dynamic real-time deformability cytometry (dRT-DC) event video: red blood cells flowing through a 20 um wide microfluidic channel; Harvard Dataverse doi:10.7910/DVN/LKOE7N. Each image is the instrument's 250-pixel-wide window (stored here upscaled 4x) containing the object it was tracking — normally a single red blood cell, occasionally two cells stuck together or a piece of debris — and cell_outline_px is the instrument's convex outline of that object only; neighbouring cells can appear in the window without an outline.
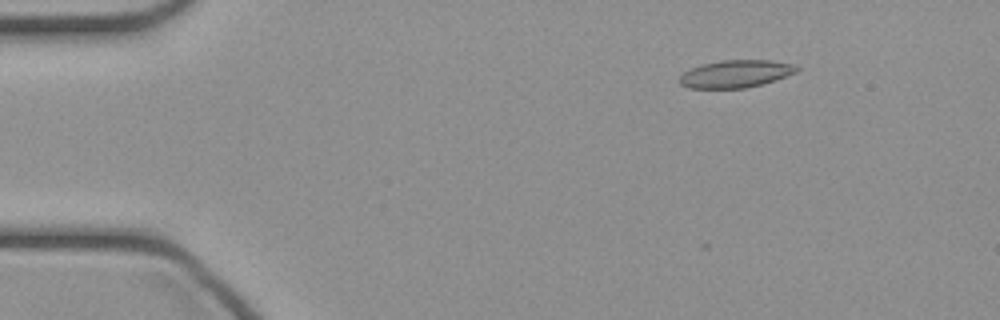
{"species": "common noctule bat (a hibernating species)", "species_latin": "Nyctalus noctula", "temperature_condition": "cold", "stored_images_in_passage": 42, "camera_frame_rate_fps": 3000, "um_per_image_px": 0.085, "animal": {"sex": "female", "body_mass_g": 21.9}, "frame": {"image": 1, "passage_image": 2, "time_ms": 0.333, "image_size_px": [1000, 320], "cell_outline_px": [[800, 68], [796, 72], [776, 80], [764, 84], [744, 88], [688, 88], [680, 84], [680, 76], [684, 72], [692, 68], [704, 64], [720, 60], [772, 60], [792, 64]], "centroid_in_image_um": [62.56, 6.28], "position_along_channel_um": 22.4, "area_um2": 18.73}}
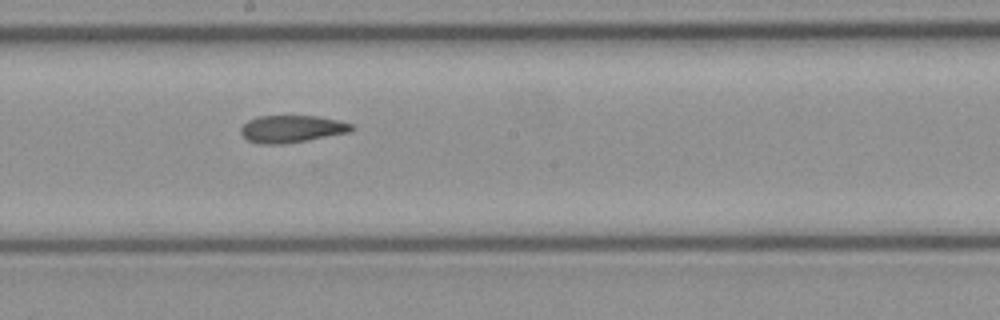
{"frame": {"image": 2, "passage_image": 21, "time_ms": 6.667, "image_size_px": [1000, 320], "cell_outline_px": [[356, 128], [352, 132], [308, 140], [284, 144], [256, 144], [248, 140], [240, 132], [240, 128], [248, 120], [256, 116], [320, 116], [340, 120], [352, 124]], "centroid_in_image_um": [24.83, 10.96], "position_along_channel_um": 223.4, "area_um2": 17.92}}
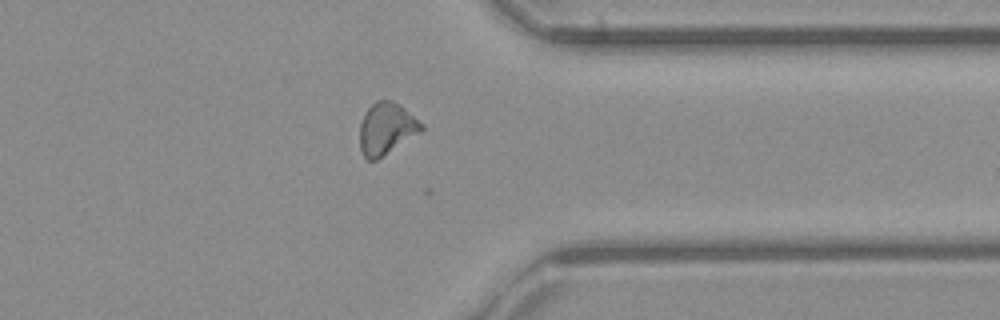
{"frame": {"image": 3, "passage_image": 32, "time_ms": 10.333, "image_size_px": [1000, 320], "cell_outline_px": [[424, 128], [420, 132], [376, 160], [368, 160], [364, 156], [360, 148], [360, 124], [364, 112], [376, 100], [392, 100], [400, 104], [424, 124]], "centroid_in_image_um": [32.84, 10.9], "position_along_channel_um": 378.6, "area_um2": 18.55}}